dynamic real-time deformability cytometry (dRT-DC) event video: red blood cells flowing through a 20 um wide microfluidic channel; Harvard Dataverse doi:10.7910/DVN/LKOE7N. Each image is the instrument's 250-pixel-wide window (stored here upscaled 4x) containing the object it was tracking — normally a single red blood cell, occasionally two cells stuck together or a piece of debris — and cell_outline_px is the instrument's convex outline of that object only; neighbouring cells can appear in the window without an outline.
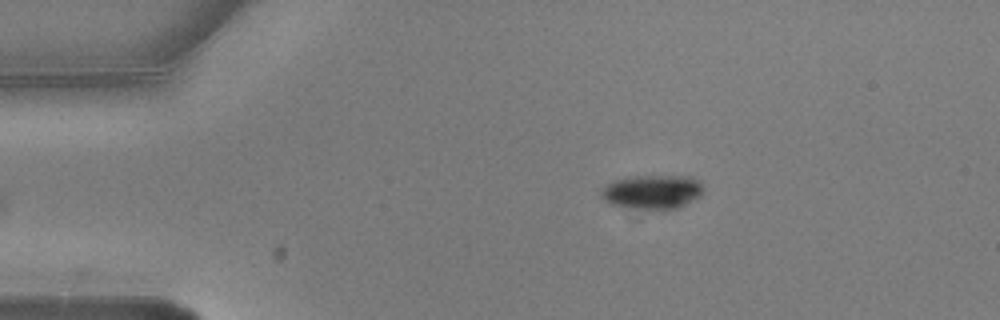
{"species": "common noctule bat (a hibernating species)", "species_latin": "Nyctalus noctula", "temperature_condition": "warm", "stored_images_in_passage": 4, "camera_frame_rate_fps": 3000, "um_per_image_px": 0.085, "animal": {"sex": "male", "body_mass_g": 20.5, "forearm_length_mm": 52.5}, "frame": {"image": 1, "passage_image": 4, "time_ms": 1.0, "image_size_px": [1000, 320], "cell_outline_px": [[704, 192], [700, 196], [676, 208], [644, 208], [608, 204], [600, 196], [600, 192], [612, 180], [632, 176], [692, 176], [700, 180], [704, 188]], "centroid_in_image_um": [55.47, 16.27], "position_along_channel_um": 29.5, "area_um2": 20.11}}